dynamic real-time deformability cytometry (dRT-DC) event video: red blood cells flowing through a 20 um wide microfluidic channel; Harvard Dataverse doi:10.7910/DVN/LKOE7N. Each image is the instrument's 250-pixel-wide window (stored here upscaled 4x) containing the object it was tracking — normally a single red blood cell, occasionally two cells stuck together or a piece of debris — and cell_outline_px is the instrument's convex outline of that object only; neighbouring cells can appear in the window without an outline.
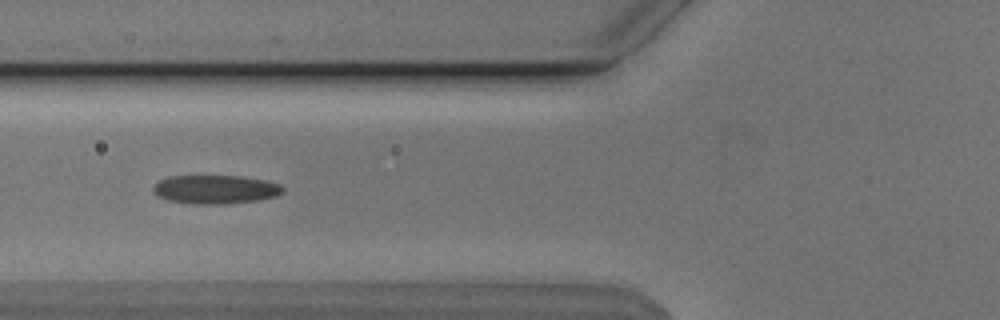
{"species": "Egyptian fruit bat (a non-hibernating species)", "species_latin": "Rousettus aegyptiacus", "temperature_condition": "cold", "stored_images_in_passage": 41, "segment_of_instrument_passage": [1, 2], "camera_frame_rate_fps": 3000, "um_per_image_px": 0.085, "animal": {"sex": "male"}, "frame": {"image": 1, "passage_image": 7, "time_ms": 2.0, "image_size_px": [1000, 320], "cell_outline_px": [[284, 192], [276, 196], [260, 200], [224, 204], [196, 204], [168, 200], [152, 192], [152, 188], [160, 180], [168, 176], [240, 176], [264, 180], [280, 184], [284, 188]], "centroid_in_image_um": [18.33, 16.1], "position_along_channel_um": 107.5, "area_um2": 21.68}}
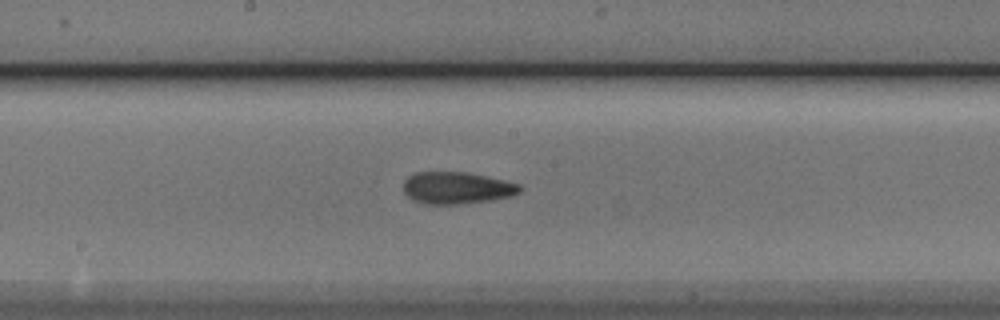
{"frame": {"image": 2, "passage_image": 15, "time_ms": 4.667, "image_size_px": [1000, 320], "cell_outline_px": [[520, 192], [512, 196], [488, 200], [456, 204], [424, 204], [412, 200], [404, 192], [404, 180], [408, 176], [416, 172], [468, 172], [504, 180], [520, 184]], "centroid_in_image_um": [38.8, 15.96], "position_along_channel_um": 209.4, "area_um2": 21.62}}
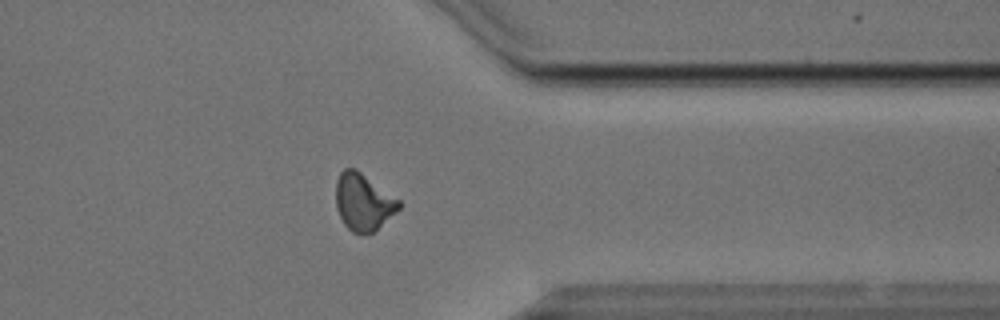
{"frame": {"image": 3, "passage_image": 29, "time_ms": 9.333, "image_size_px": [1000, 320], "cell_outline_px": [[400, 208], [396, 212], [372, 232], [352, 232], [344, 224], [336, 208], [336, 180], [340, 172], [344, 168], [356, 168], [400, 200]], "centroid_in_image_um": [30.86, 17.13], "position_along_channel_um": 380.5, "area_um2": 20.69}}